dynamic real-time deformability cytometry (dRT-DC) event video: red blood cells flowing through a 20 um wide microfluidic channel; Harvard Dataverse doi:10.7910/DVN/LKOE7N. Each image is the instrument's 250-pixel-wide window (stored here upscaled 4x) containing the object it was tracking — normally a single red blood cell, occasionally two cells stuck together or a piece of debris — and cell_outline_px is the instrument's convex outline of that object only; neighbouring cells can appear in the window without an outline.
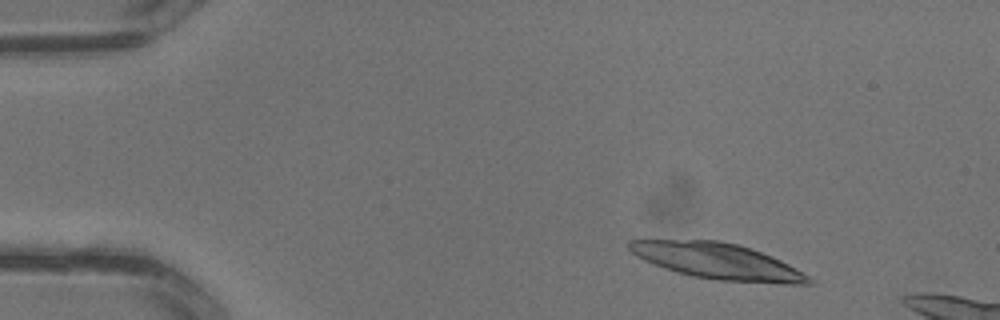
{"species": "common noctule bat (a hibernating species)", "species_latin": "Nyctalus noctula", "temperature_condition": "warm", "stored_images_in_passage": 3, "camera_frame_rate_fps": 3000, "um_per_image_px": 0.085, "animal": {"sex": "male", "body_mass_g": 13.3}, "frame": {"image": 1, "passage_image": 1, "time_ms": 0.0, "image_size_px": [1000, 320], "cell_outline_px": [[816, 284], [784, 284], [716, 280], [692, 276], [676, 272], [664, 268], [644, 260], [636, 256], [628, 248], [628, 240], [720, 240], [752, 248], [780, 260], [788, 264], [816, 280]], "centroid_in_image_um": [61.03, 22.21], "position_along_channel_um": 24.0, "area_um2": 37.63}}